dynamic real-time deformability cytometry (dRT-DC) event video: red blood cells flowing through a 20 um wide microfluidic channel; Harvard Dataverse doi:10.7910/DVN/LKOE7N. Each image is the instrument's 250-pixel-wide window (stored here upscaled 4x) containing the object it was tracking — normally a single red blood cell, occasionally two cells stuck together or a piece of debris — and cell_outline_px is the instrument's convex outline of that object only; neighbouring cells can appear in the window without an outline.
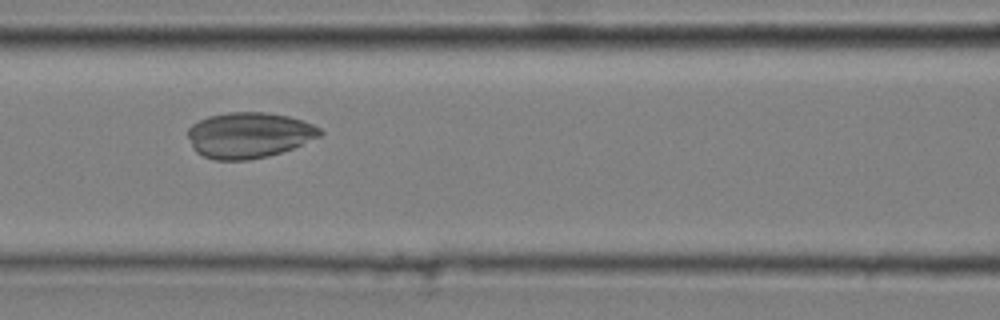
{"species": "common noctule bat (a hibernating species)", "species_latin": "Nyctalus noctula", "temperature_condition": "cold", "stored_images_in_passage": 43, "camera_frame_rate_fps": 3000, "um_per_image_px": 0.085, "animal": {"sex": "male", "body_mass_g": 20.4}, "frame": {"image": 1, "passage_image": 20, "time_ms": 6.333, "image_size_px": [1000, 320], "cell_outline_px": [[324, 132], [320, 136], [292, 148], [268, 156], [248, 160], [216, 160], [204, 156], [196, 152], [192, 148], [188, 136], [188, 128], [192, 124], [208, 116], [228, 112], [264, 112], [288, 116], [304, 120], [320, 128]], "centroid_in_image_um": [21.15, 11.48], "position_along_channel_um": 145.5, "area_um2": 35.2}}
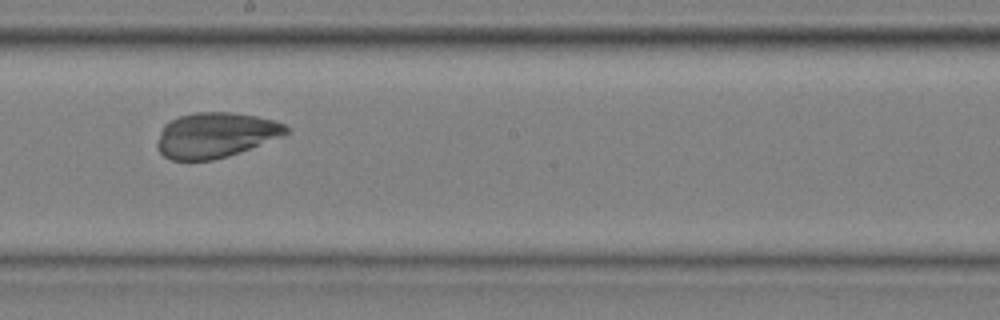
{"frame": {"image": 2, "passage_image": 27, "time_ms": 8.667, "image_size_px": [1000, 320], "cell_outline_px": [[292, 128], [284, 136], [228, 156], [212, 160], [172, 160], [164, 156], [156, 148], [156, 140], [164, 124], [180, 116], [196, 112], [232, 112], [256, 116], [276, 120]], "centroid_in_image_um": [18.33, 11.48], "position_along_channel_um": 229.9, "area_um2": 34.16}}
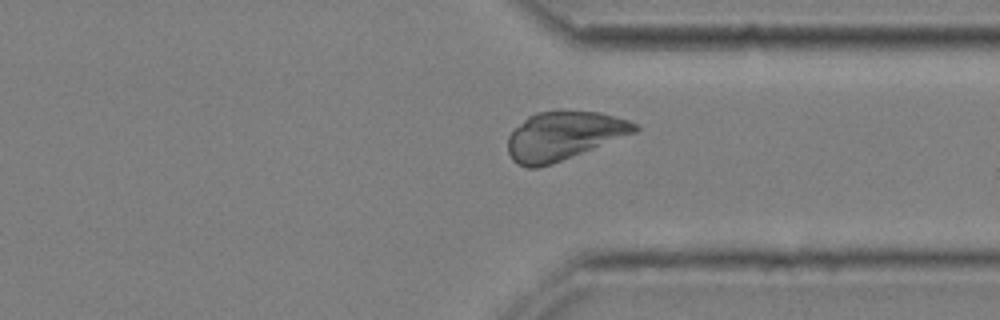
{"frame": {"image": 3, "passage_image": 38, "time_ms": 12.333, "image_size_px": [1000, 320], "cell_outline_px": [[640, 128], [636, 132], [552, 164], [536, 168], [528, 168], [512, 160], [508, 152], [508, 136], [528, 116], [536, 112], [560, 108], [600, 112], [628, 120], [640, 124]], "centroid_in_image_um": [47.93, 11.5], "position_along_channel_um": 363.5, "area_um2": 36.24}}